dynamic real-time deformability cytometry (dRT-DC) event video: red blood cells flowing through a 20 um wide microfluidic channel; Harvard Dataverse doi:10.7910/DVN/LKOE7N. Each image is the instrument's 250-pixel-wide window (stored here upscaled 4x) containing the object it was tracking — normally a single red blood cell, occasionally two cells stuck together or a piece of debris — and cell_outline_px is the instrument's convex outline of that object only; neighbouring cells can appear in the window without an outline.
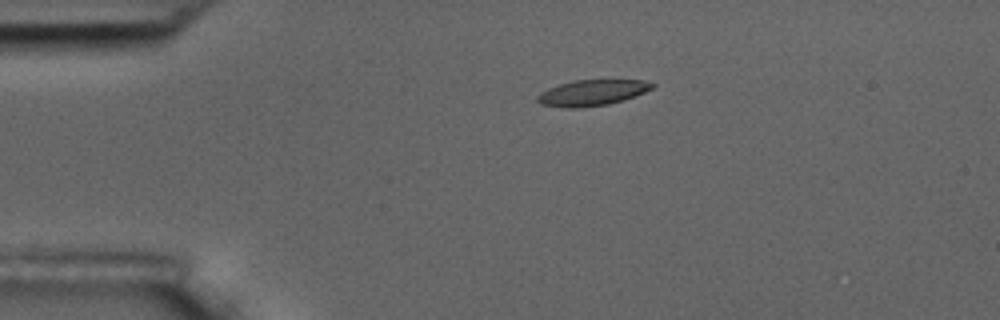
{"species": "common noctule bat (a hibernating species)", "species_latin": "Nyctalus noctula", "temperature_condition": "room temperature", "stored_images_in_passage": 5, "camera_frame_rate_fps": 3000, "um_per_image_px": 0.085, "animal": {"sex": "male", "body_mass_g": 17.5, "forearm_length_mm": 52.3}, "frame": {"image": 1, "passage_image": 1, "time_ms": 0.0, "image_size_px": [1000, 320], "cell_outline_px": [[656, 84], [652, 88], [644, 92], [608, 104], [580, 108], [564, 108], [540, 104], [536, 100], [536, 96], [540, 92], [548, 88], [572, 80], [644, 80]], "centroid_in_image_um": [50.26, 7.88], "position_along_channel_um": 34.7, "area_um2": 17.22}}
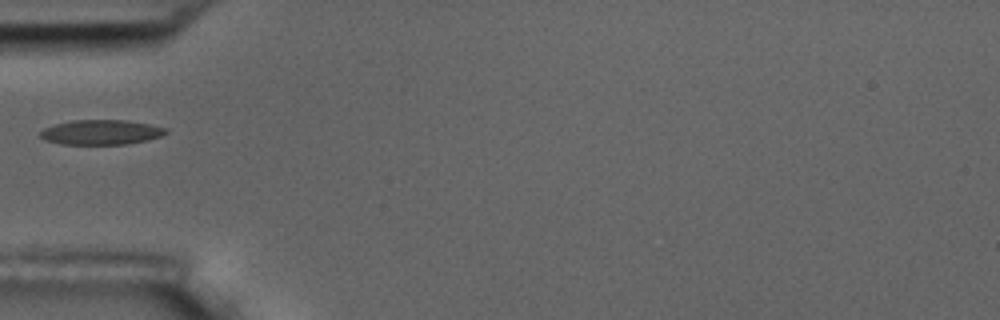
{"frame": {"image": 2, "passage_image": 3, "time_ms": 2.333, "image_size_px": [1000, 320], "cell_outline_px": [[168, 132], [160, 136], [148, 140], [128, 144], [60, 144], [44, 140], [40, 136], [40, 132], [44, 128], [56, 124], [72, 120], [128, 120], [168, 128]], "centroid_in_image_um": [8.6, 11.24], "position_along_channel_um": 76.4, "area_um2": 18.21}}